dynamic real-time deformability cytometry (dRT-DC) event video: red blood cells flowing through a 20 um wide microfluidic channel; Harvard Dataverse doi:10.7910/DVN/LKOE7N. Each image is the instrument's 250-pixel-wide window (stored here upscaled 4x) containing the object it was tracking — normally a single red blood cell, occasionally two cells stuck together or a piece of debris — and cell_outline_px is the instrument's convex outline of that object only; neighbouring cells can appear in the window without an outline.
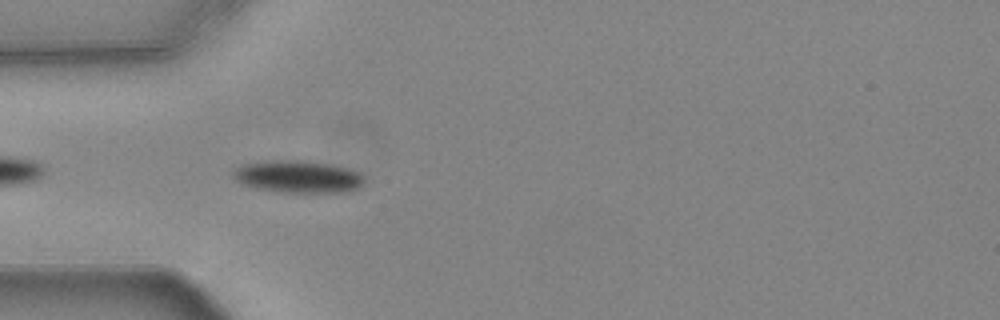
{"species": "common noctule bat (a hibernating species)", "species_latin": "Nyctalus noctula", "temperature_condition": "warm", "stored_images_in_passage": 41, "camera_frame_rate_fps": 3000, "um_per_image_px": 0.085, "animal": {"sex": "female", "body_mass_g": 24.6, "forearm_length_mm": 56.2}, "frame": {"image": 1, "passage_image": 3, "time_ms": 0.667, "image_size_px": [1000, 320], "cell_outline_px": [[364, 180], [360, 188], [348, 192], [284, 192], [256, 188], [240, 184], [232, 176], [232, 172], [240, 164], [272, 160], [304, 160], [328, 164], [360, 172], [364, 176]], "centroid_in_image_um": [25.31, 15.01], "position_along_channel_um": 59.7, "area_um2": 24.8}}
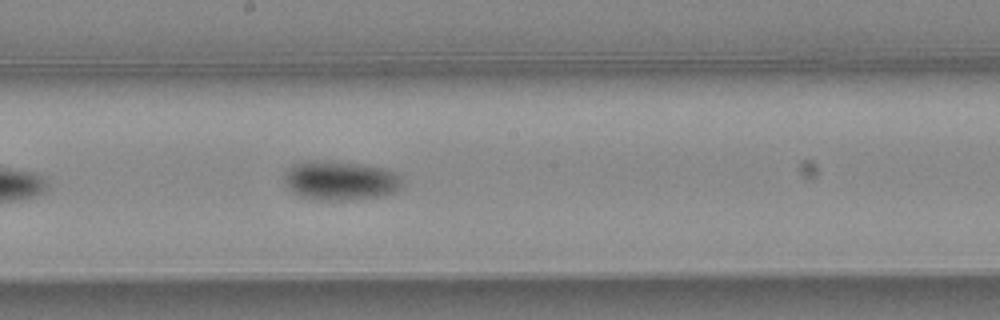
{"frame": {"image": 2, "passage_image": 16, "time_ms": 5.0, "image_size_px": [1000, 320], "cell_outline_px": [[404, 184], [396, 192], [384, 196], [340, 200], [316, 200], [300, 196], [292, 192], [284, 184], [284, 172], [292, 164], [300, 160], [316, 160], [364, 164], [388, 168], [400, 176]], "centroid_in_image_um": [28.91, 15.33], "position_along_channel_um": 219.3, "area_um2": 27.63}}
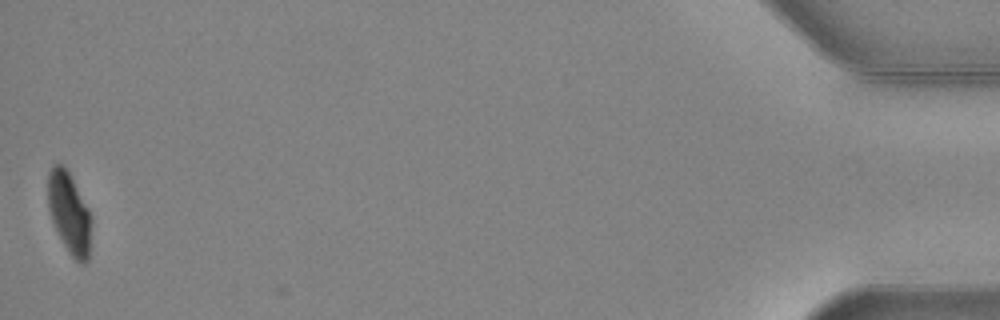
{"frame": {"image": 3, "passage_image": 41, "time_ms": 13.333, "image_size_px": [1000, 320], "cell_outline_px": [[92, 220], [88, 260], [84, 264], [80, 264], [68, 252], [52, 220], [48, 208], [48, 172], [52, 164], [64, 164], [88, 208], [92, 216]], "centroid_in_image_um": [5.89, 18.1], "position_along_channel_um": 429.3, "area_um2": 20.52}, "authors_computed_cell_mechanics": {"area_um2": 24.4494, "velocity_mm_per_s": 3.7281, "shape_relaxation_time_tau1_ms": 2.5345, "shape_relaxation_time_tau2_ms": null, "deformation_change_tau1": 0.1273, "deformation_change_tau2": null}}